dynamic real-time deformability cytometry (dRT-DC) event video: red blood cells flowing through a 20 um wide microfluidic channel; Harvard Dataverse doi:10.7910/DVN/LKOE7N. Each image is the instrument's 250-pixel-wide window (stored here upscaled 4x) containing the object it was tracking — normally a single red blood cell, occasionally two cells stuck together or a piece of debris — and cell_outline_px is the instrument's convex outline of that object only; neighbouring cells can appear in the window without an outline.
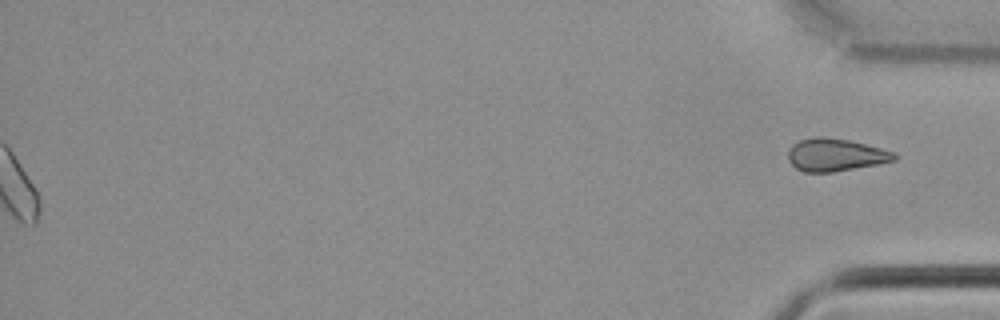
{"species": "common noctule bat (a hibernating species)", "species_latin": "Nyctalus noctula", "temperature_condition": "cold", "stored_images_in_passage": 32, "segment_of_instrument_passage": [2, 2], "camera_frame_rate_fps": 3000, "um_per_image_px": 0.085, "animal": {"sex": "male", "body_mass_g": 21.5, "forearm_length_mm": 52.0}, "frame": {"image": 1, "passage_image": 32, "time_ms": 10.333, "image_size_px": [1000, 320], "cell_outline_px": [[900, 156], [896, 160], [880, 164], [832, 172], [804, 172], [796, 168], [788, 160], [788, 152], [792, 144], [800, 140], [816, 136], [824, 136], [848, 140], [896, 152]], "centroid_in_image_um": [71.04, 13.16], "position_along_channel_um": 364.2, "area_um2": 20.35}}